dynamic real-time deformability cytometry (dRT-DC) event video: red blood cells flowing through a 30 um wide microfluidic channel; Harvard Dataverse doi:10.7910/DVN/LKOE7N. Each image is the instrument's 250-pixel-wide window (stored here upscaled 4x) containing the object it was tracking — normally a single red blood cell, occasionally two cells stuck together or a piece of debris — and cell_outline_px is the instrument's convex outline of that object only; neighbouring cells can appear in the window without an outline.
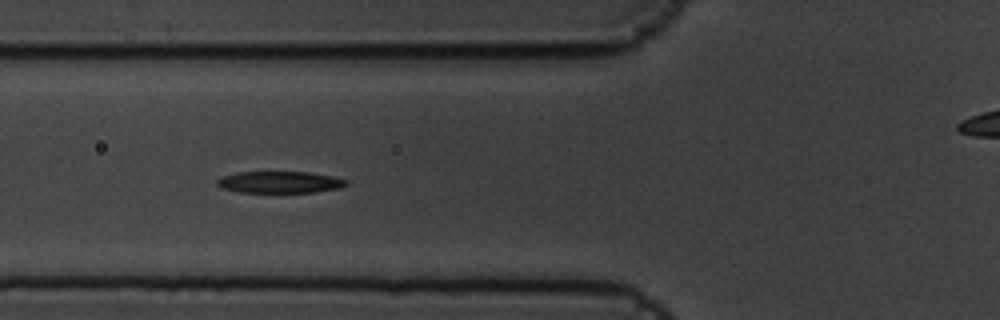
{"species": "common noctule bat (a hibernating species)", "species_latin": "Nyctalus noctula", "temperature_condition": "cold", "stored_images_in_passage": 6, "camera_frame_rate_fps": 3000, "um_per_image_px": 0.085, "animal": {"sex": "male", "body_mass_g": 19.5, "forearm_length_mm": 54.6}, "frame": {"image": 1, "passage_image": 5, "time_ms": 1.333, "image_size_px": [1000, 320], "cell_outline_px": [[348, 184], [340, 188], [312, 192], [240, 192], [224, 188], [216, 184], [216, 180], [224, 176], [236, 172], [308, 172], [332, 176], [348, 180]], "centroid_in_image_um": [23.8, 15.48], "position_along_channel_um": 102.0, "area_um2": 16.18}}
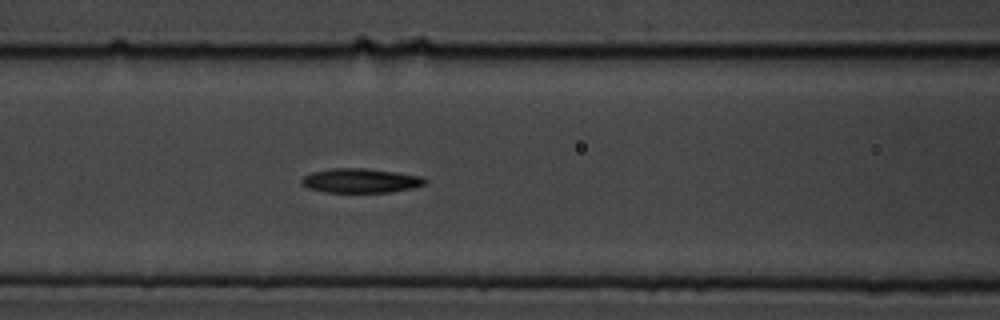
{"frame": {"image": 2, "passage_image": 6, "time_ms": 1.667, "image_size_px": [1000, 320], "cell_outline_px": [[428, 180], [424, 184], [412, 188], [392, 192], [324, 192], [308, 188], [300, 184], [300, 180], [304, 176], [312, 172], [332, 168], [368, 168], [396, 172], [420, 176]], "centroid_in_image_um": [30.62, 15.35], "position_along_channel_um": 136.0, "area_um2": 17.57}}